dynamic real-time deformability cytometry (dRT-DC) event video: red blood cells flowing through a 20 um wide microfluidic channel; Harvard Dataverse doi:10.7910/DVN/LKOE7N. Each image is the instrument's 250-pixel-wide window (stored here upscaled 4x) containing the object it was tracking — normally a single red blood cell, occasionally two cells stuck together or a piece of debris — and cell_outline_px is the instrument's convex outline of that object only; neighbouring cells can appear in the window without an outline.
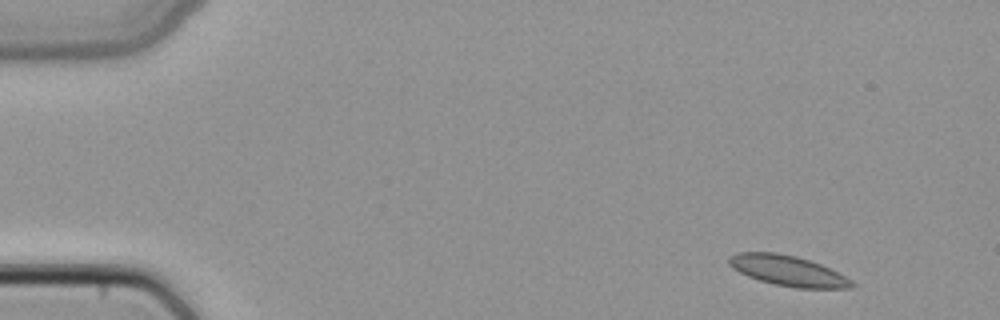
{"species": "common noctule bat (a hibernating species)", "species_latin": "Nyctalus noctula", "temperature_condition": "cold", "stored_images_in_passage": 5, "camera_frame_rate_fps": 3000, "um_per_image_px": 0.085, "animal": {"sex": "female", "body_mass_g": 22.7, "forearm_length_mm": 54.2}, "frame": {"image": 1, "passage_image": 1, "time_ms": 0.0, "image_size_px": [1000, 320], "cell_outline_px": [[856, 284], [852, 288], [796, 288], [776, 284], [760, 280], [748, 276], [732, 268], [728, 264], [728, 256], [736, 252], [776, 252], [796, 256], [820, 264], [852, 280]], "centroid_in_image_um": [66.94, 23.0], "position_along_channel_um": 18.1, "area_um2": 21.62}}
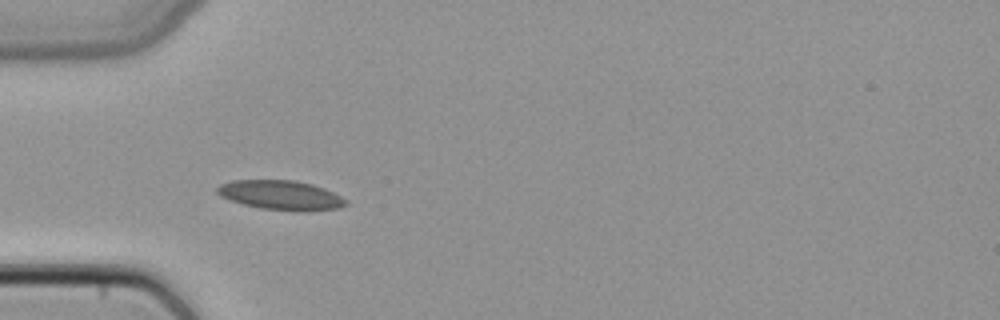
{"frame": {"image": 2, "passage_image": 4, "time_ms": 1.0, "image_size_px": [1000, 320], "cell_outline_px": [[348, 204], [340, 208], [308, 212], [300, 212], [260, 208], [244, 204], [220, 196], [216, 192], [216, 188], [220, 184], [232, 180], [292, 180], [312, 184], [324, 188], [348, 200]], "centroid_in_image_um": [23.91, 16.6], "position_along_channel_um": 61.1, "area_um2": 22.25}}
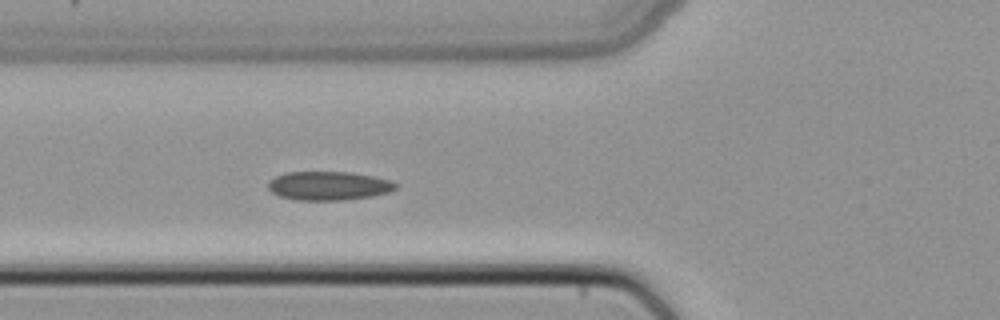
{"frame": {"image": 3, "passage_image": 5, "time_ms": 1.333, "image_size_px": [1000, 320], "cell_outline_px": [[400, 184], [396, 188], [388, 192], [372, 196], [344, 200], [296, 200], [280, 196], [272, 192], [268, 188], [268, 180], [284, 172], [352, 172], [372, 176], [388, 180]], "centroid_in_image_um": [27.92, 15.79], "position_along_channel_um": 97.9, "area_um2": 21.44}}